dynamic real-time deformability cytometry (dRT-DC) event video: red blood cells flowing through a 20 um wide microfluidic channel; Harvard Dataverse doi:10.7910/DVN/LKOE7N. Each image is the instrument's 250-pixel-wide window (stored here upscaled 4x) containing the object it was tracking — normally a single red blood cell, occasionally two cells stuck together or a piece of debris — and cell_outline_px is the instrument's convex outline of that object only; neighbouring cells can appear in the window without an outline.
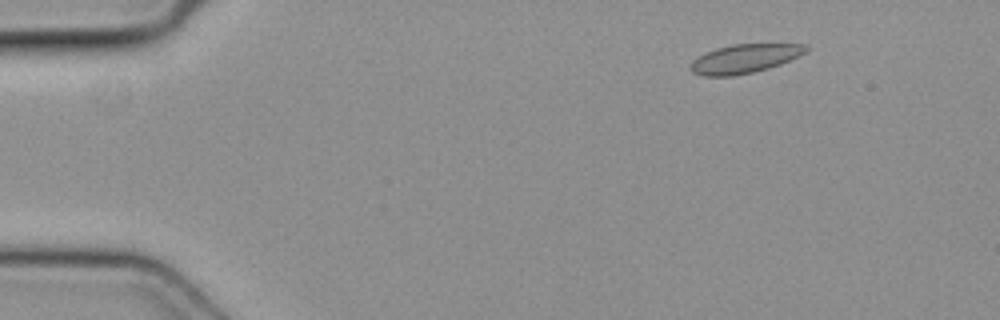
{"species": "common noctule bat (a hibernating species)", "species_latin": "Nyctalus noctula", "temperature_condition": "cold", "stored_images_in_passage": 44, "camera_frame_rate_fps": 3000, "um_per_image_px": 0.085, "animal": {"sex": "female", "body_mass_g": 19.3, "forearm_length_mm": 54.1}, "frame": {"image": 1, "passage_image": 2, "time_ms": 0.333, "image_size_px": [1000, 320], "cell_outline_px": [[808, 48], [804, 52], [780, 64], [768, 68], [752, 72], [732, 76], [704, 76], [692, 72], [688, 68], [692, 60], [704, 52], [716, 48], [732, 44], [804, 44]], "centroid_in_image_um": [63.19, 4.99], "position_along_channel_um": 21.8, "area_um2": 19.25}}
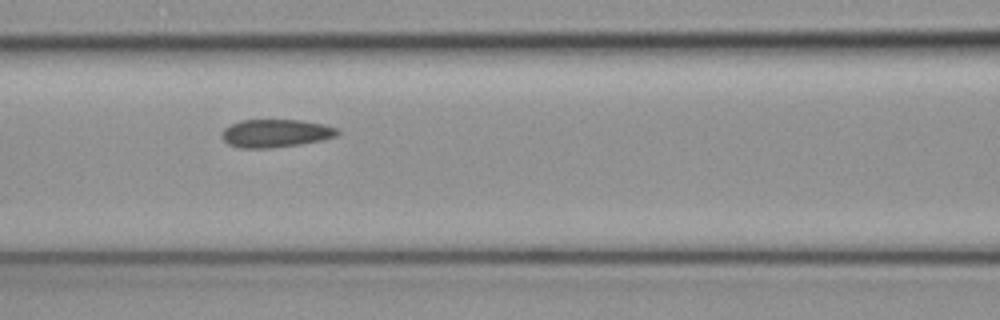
{"frame": {"image": 2, "passage_image": 17, "time_ms": 5.333, "image_size_px": [1000, 320], "cell_outline_px": [[340, 132], [336, 136], [320, 140], [300, 144], [268, 148], [240, 148], [228, 144], [220, 136], [224, 128], [240, 120], [300, 120], [324, 124], [336, 128]], "centroid_in_image_um": [23.4, 11.32], "position_along_channel_um": 143.2, "area_um2": 18.79}}
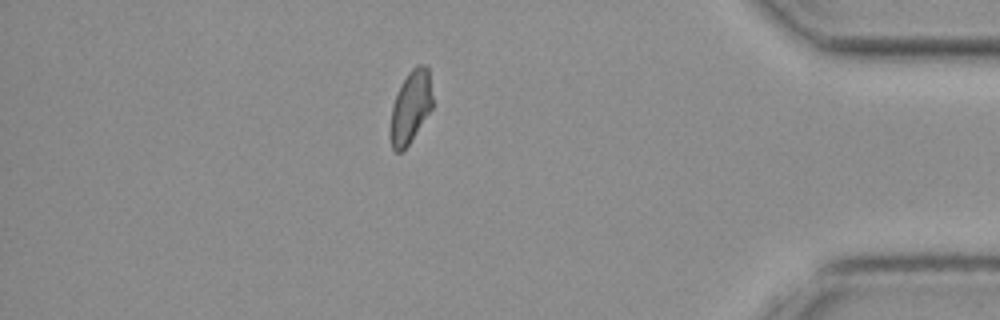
{"frame": {"image": 3, "passage_image": 38, "time_ms": 12.333, "image_size_px": [1000, 320], "cell_outline_px": [[432, 108], [408, 144], [400, 152], [396, 152], [392, 148], [392, 104], [400, 84], [408, 72], [416, 64], [424, 64], [428, 68], [432, 96]], "centroid_in_image_um": [34.92, 9.01], "position_along_channel_um": 400.3, "area_um2": 17.28}}